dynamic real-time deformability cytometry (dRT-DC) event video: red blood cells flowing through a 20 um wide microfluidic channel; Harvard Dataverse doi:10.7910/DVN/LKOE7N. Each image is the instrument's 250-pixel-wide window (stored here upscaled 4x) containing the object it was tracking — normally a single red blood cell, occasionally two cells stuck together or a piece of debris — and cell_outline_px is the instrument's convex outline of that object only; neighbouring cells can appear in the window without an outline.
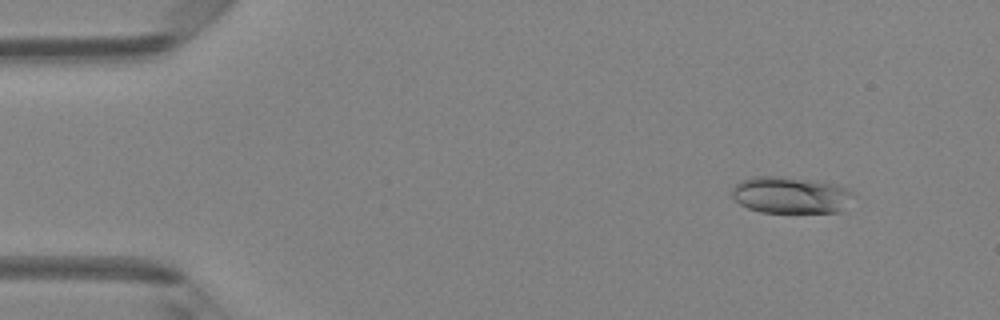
{"species": "Egyptian fruit bat (a non-hibernating species)", "species_latin": "Rousettus aegyptiacus", "temperature_condition": "room temperature", "stored_images_in_passage": 48, "camera_frame_rate_fps": 3000, "um_per_image_px": 0.085, "animal": {"sex": "female"}, "frame": {"image": 1, "passage_image": 5, "time_ms": 1.333, "image_size_px": [1000, 320], "cell_outline_px": [[852, 192], [840, 212], [760, 212], [748, 208], [740, 204], [732, 196], [732, 188], [740, 180], [752, 176], [772, 176], [816, 180], [836, 184], [848, 188]], "centroid_in_image_um": [67.14, 16.56], "position_along_channel_um": 17.9, "area_um2": 25.72}}
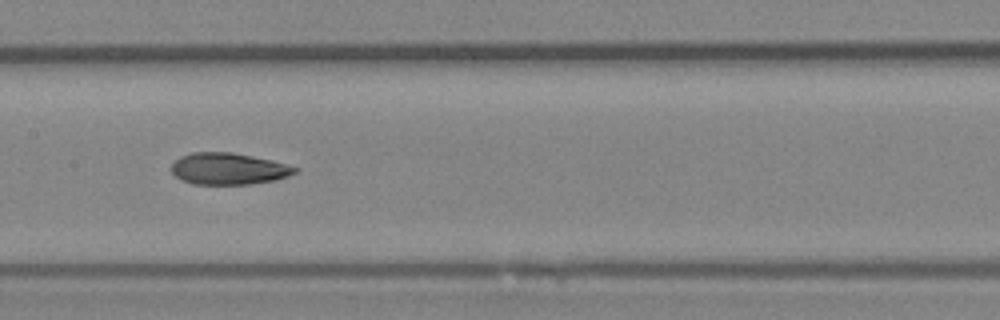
{"frame": {"image": 2, "passage_image": 24, "time_ms": 7.667, "image_size_px": [1000, 320], "cell_outline_px": [[300, 168], [296, 172], [288, 176], [276, 180], [248, 184], [196, 184], [180, 180], [172, 172], [172, 164], [180, 156], [192, 152], [232, 152], [272, 160]], "centroid_in_image_um": [19.43, 14.34], "position_along_channel_um": 188.0, "area_um2": 22.77}}
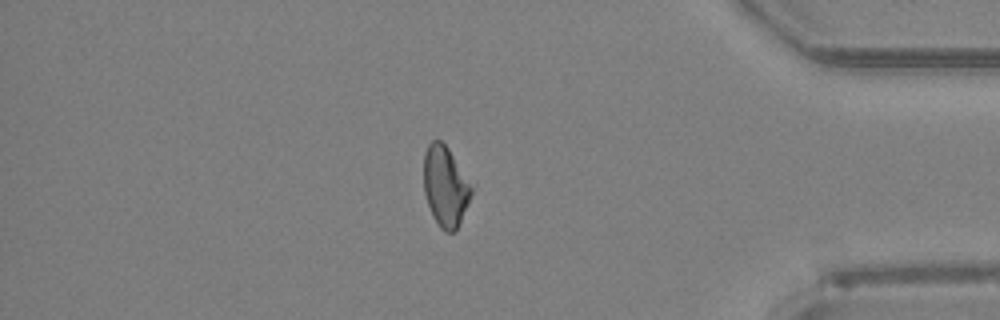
{"frame": {"image": 3, "passage_image": 41, "time_ms": 13.333, "image_size_px": [1000, 320], "cell_outline_px": [[476, 184], [456, 232], [444, 232], [440, 228], [428, 204], [424, 192], [424, 152], [428, 144], [432, 140], [440, 140], [448, 148]], "centroid_in_image_um": [37.91, 15.81], "position_along_channel_um": 397.3, "area_um2": 22.89}, "authors_computed_cell_mechanics": {"area_um2": 23.409, "velocity_mm_per_s": 4.2402, "shape_relaxation_time_tau1_ms": 3.9972, "shape_relaxation_time_tau2_ms": 2.8132, "deformation_change_tau1": 0.1261, "deformation_change_tau2": 0.0983}}